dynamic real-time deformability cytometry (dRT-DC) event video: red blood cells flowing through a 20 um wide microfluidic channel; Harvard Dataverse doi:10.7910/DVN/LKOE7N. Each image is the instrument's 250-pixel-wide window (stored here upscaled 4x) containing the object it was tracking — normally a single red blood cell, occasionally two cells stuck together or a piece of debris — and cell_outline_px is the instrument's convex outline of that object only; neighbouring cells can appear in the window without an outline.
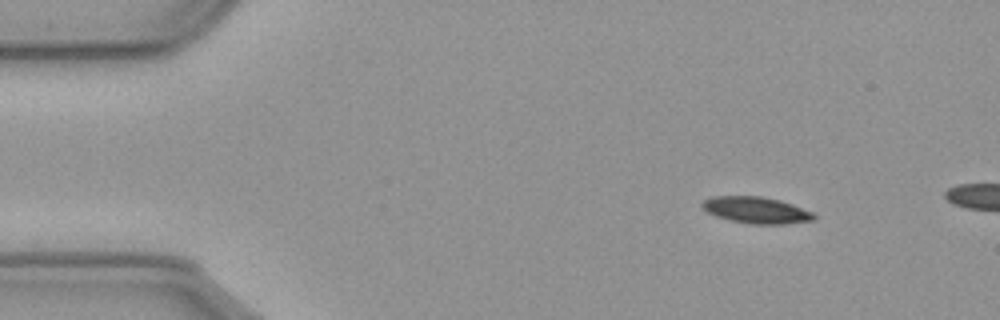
{"species": "common noctule bat (a hibernating species)", "species_latin": "Nyctalus noctula", "temperature_condition": "cold", "stored_images_in_passage": 12, "segment_of_instrument_passage": [2, 2], "camera_frame_rate_fps": 3000, "um_per_image_px": 0.085, "animal": {"sex": "male", "body_mass_g": 23.1, "forearm_length_mm": 52.7}, "frame": {"image": 1, "passage_image": 12, "time_ms": 3.667, "image_size_px": [1000, 320], "cell_outline_px": [[816, 220], [784, 224], [752, 224], [732, 220], [716, 216], [708, 212], [700, 204], [704, 200], [712, 196], [760, 196], [780, 200], [792, 204], [812, 212], [816, 216]], "centroid_in_image_um": [64.3, 17.86], "position_along_channel_um": 20.7, "area_um2": 17.17}}